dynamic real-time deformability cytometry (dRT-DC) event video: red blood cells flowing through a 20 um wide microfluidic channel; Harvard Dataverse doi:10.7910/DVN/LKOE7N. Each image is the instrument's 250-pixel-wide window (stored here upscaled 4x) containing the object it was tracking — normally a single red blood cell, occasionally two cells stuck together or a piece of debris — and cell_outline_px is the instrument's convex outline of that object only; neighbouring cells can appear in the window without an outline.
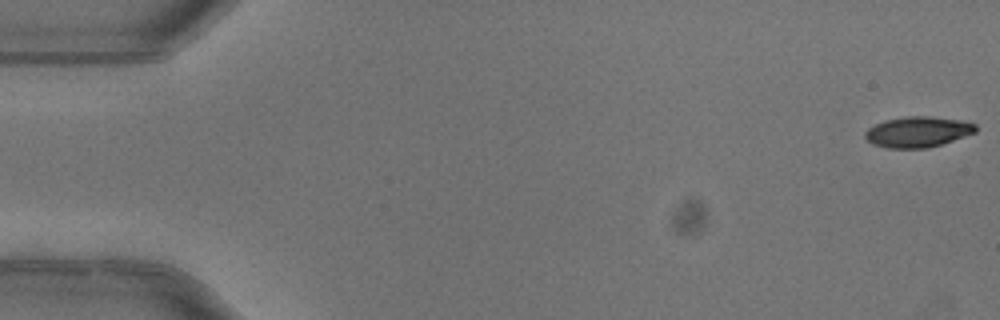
{"species": "common noctule bat (a hibernating species)", "species_latin": "Nyctalus noctula", "temperature_condition": "warm", "stored_images_in_passage": 5, "camera_frame_rate_fps": 3000, "um_per_image_px": 0.085, "animal": {"sex": "female"}, "frame": {"image": 1, "passage_image": 1, "time_ms": 0.0, "image_size_px": [1000, 320], "cell_outline_px": [[976, 132], [928, 148], [888, 148], [872, 144], [864, 136], [864, 132], [868, 128], [884, 120], [904, 116], [932, 116], [960, 120], [976, 124]], "centroid_in_image_um": [77.98, 11.2], "position_along_channel_um": 7.0, "area_um2": 19.71}}